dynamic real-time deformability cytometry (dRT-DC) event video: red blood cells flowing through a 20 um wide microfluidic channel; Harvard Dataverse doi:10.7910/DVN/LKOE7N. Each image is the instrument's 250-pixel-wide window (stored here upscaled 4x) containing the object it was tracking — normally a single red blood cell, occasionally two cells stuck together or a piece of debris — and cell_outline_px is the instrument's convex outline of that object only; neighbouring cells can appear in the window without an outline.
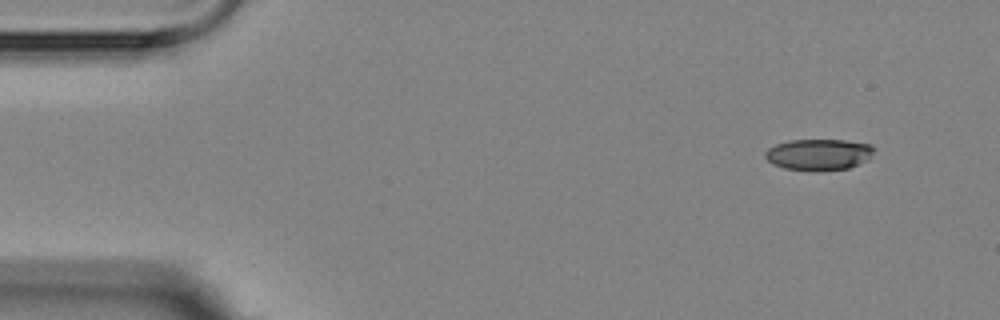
{"species": "Egyptian fruit bat (a non-hibernating species)", "species_latin": "Rousettus aegyptiacus", "temperature_condition": "room temperature", "stored_images_in_passage": 5, "segment_of_instrument_passage": [1, 2], "camera_frame_rate_fps": 3000, "um_per_image_px": 0.085, "animal": {"sex": "female"}, "frame": {"image": 1, "passage_image": 1, "time_ms": 0.0, "image_size_px": [1000, 320], "cell_outline_px": [[876, 148], [868, 160], [848, 168], [816, 172], [812, 172], [784, 168], [772, 164], [764, 156], [764, 152], [768, 148], [776, 144], [788, 140], [844, 140], [872, 144]], "centroid_in_image_um": [69.59, 13.14], "position_along_channel_um": 15.4, "area_um2": 20.23}}
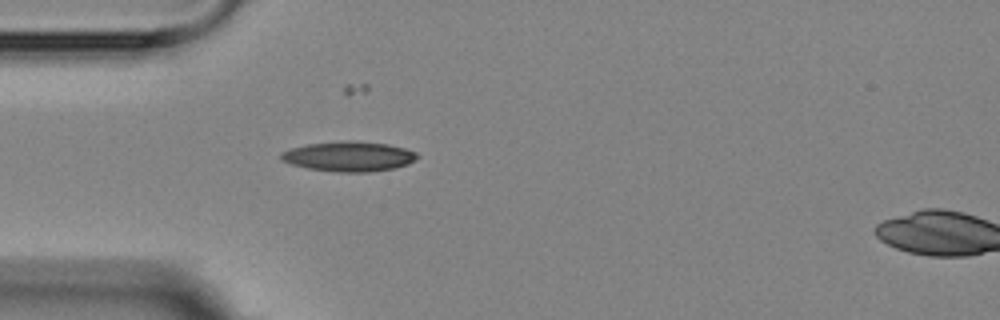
{"frame": {"image": 2, "passage_image": 4, "time_ms": 3.667, "image_size_px": [1000, 320], "cell_outline_px": [[420, 156], [416, 160], [408, 164], [392, 168], [368, 172], [340, 172], [308, 168], [292, 164], [280, 160], [280, 152], [292, 148], [308, 144], [348, 140], [388, 144], [404, 148], [416, 152]], "centroid_in_image_um": [29.66, 13.29], "position_along_channel_um": 55.3, "area_um2": 23.64}}